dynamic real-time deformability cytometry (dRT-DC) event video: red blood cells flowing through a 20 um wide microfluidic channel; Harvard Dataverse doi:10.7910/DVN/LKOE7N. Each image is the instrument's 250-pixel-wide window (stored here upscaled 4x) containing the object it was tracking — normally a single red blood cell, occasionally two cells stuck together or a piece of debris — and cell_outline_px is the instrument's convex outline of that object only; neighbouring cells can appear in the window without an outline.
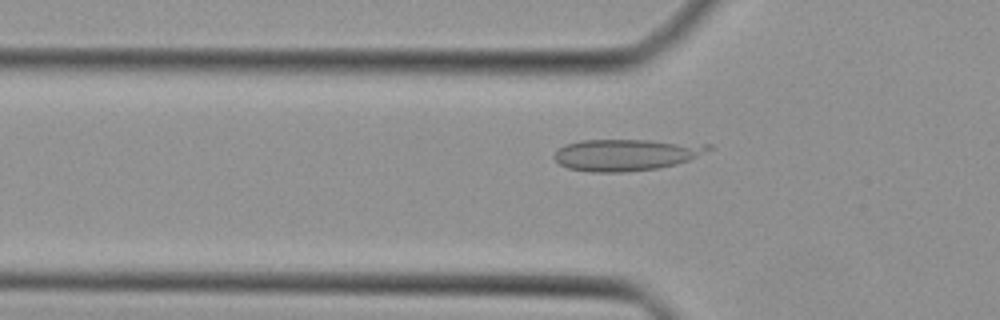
{"species": "Egyptian fruit bat (a non-hibernating species)", "species_latin": "Rousettus aegyptiacus", "temperature_condition": "cold", "stored_images_in_passage": 17, "camera_frame_rate_fps": 3000, "um_per_image_px": 0.085, "animal": {"sex": "female"}, "frame": {"image": 1, "passage_image": 15, "time_ms": 4.667, "image_size_px": [1000, 320], "cell_outline_px": [[712, 148], [688, 160], [676, 164], [656, 168], [624, 172], [592, 172], [568, 168], [560, 164], [552, 156], [564, 144], [580, 140], [648, 140], [712, 144]], "centroid_in_image_um": [53.19, 13.14], "position_along_channel_um": 72.6, "area_um2": 28.26}}